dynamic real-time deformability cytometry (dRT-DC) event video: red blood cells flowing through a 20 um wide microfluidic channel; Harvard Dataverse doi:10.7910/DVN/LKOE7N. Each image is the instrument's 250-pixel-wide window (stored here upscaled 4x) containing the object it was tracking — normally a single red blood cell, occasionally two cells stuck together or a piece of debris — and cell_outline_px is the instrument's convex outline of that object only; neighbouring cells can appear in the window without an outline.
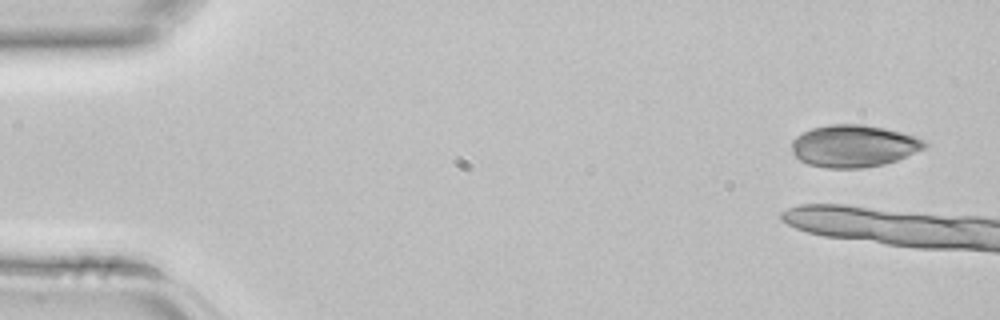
{"species": "common noctule bat (a hibernating species)", "species_latin": "Nyctalus noctula", "temperature_condition": "room temperature", "stored_images_in_passage": 5, "segment_of_instrument_passage": [2, 2], "camera_frame_rate_fps": 3000, "um_per_image_px": 0.085, "animal": {"sex": "female", "body_mass_g": 22.7, "forearm_length_mm": 54.2}, "frame": {"image": 1, "passage_image": 5, "time_ms": 1.333, "image_size_px": [1000, 320], "cell_outline_px": [[928, 144], [924, 148], [896, 160], [884, 164], [864, 168], [828, 168], [808, 164], [800, 160], [792, 152], [792, 140], [796, 136], [812, 128], [832, 124], [864, 124], [884, 128], [916, 136], [924, 140]], "centroid_in_image_um": [72.56, 12.41], "position_along_channel_um": 12.4, "area_um2": 32.54}}